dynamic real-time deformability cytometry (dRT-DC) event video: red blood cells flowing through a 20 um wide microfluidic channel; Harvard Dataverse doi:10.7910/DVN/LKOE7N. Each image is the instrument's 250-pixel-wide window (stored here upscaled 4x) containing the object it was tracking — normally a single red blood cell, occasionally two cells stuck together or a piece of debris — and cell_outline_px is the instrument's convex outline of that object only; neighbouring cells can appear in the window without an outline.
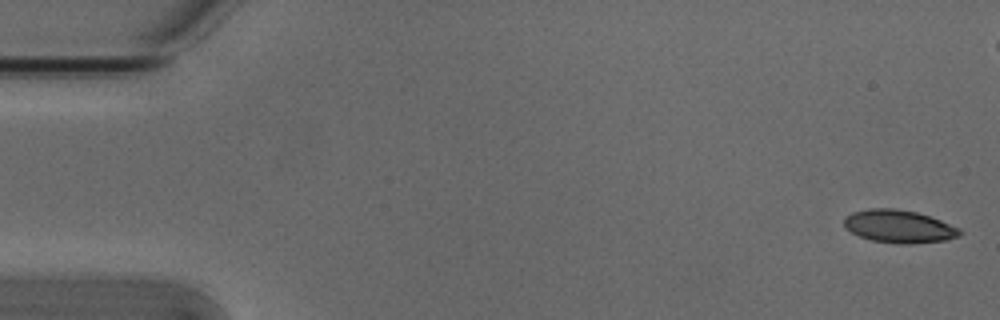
{"species": "Egyptian fruit bat (a non-hibernating species)", "species_latin": "Rousettus aegyptiacus", "temperature_condition": "cold", "stored_images_in_passage": 47, "camera_frame_rate_fps": 3000, "um_per_image_px": 0.085, "animal": {"sex": "male"}, "frame": {"image": 1, "passage_image": 1, "time_ms": 0.0, "image_size_px": [1000, 320], "cell_outline_px": [[964, 232], [960, 236], [944, 240], [908, 244], [904, 244], [872, 240], [860, 236], [844, 228], [844, 216], [852, 212], [868, 208], [892, 208], [916, 212], [940, 220], [960, 228]], "centroid_in_image_um": [76.4, 19.23], "position_along_channel_um": 8.6, "area_um2": 22.08}}
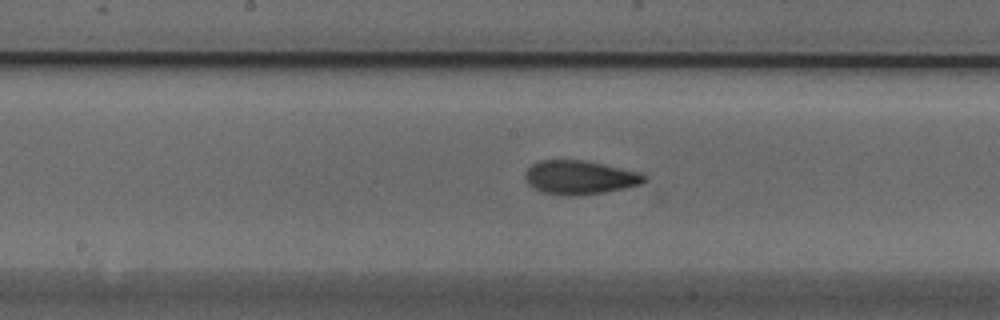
{"frame": {"image": 2, "passage_image": 27, "time_ms": 8.667, "image_size_px": [1000, 320], "cell_outline_px": [[648, 176], [640, 184], [624, 188], [604, 192], [576, 196], [544, 192], [532, 188], [528, 184], [524, 176], [524, 172], [532, 164], [540, 160], [584, 160], [640, 172]], "centroid_in_image_um": [49.26, 15.07], "position_along_channel_um": 198.9, "area_um2": 23.35}}
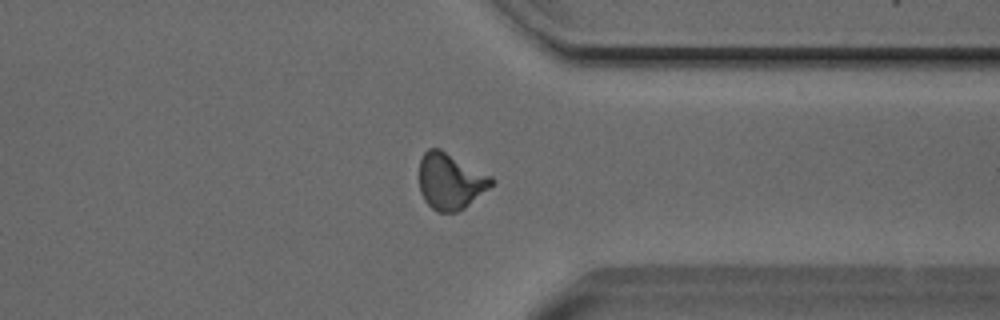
{"frame": {"image": 3, "passage_image": 41, "time_ms": 13.333, "image_size_px": [1000, 320], "cell_outline_px": [[496, 180], [488, 188], [464, 208], [456, 212], [436, 212], [424, 200], [420, 192], [420, 160], [424, 152], [428, 148], [440, 148], [492, 176]], "centroid_in_image_um": [38.27, 15.39], "position_along_channel_um": 373.1, "area_um2": 23.58}}